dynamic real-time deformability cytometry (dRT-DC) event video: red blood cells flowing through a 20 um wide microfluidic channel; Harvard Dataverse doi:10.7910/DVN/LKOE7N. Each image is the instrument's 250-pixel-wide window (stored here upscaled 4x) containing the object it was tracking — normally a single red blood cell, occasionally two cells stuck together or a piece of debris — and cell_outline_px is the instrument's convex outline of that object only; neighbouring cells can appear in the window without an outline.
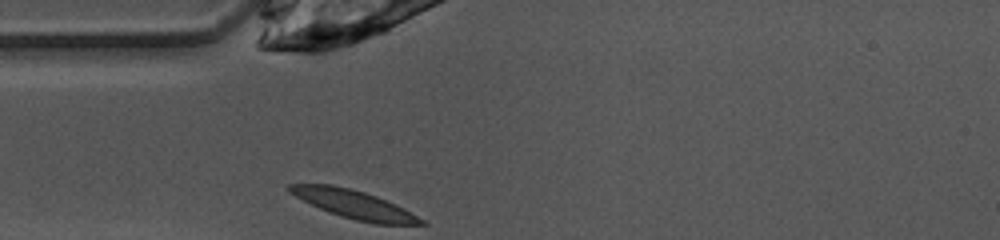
{"species": "common noctule bat (a hibernating species)", "species_latin": "Nyctalus noctula", "temperature_condition": "warm", "stored_images_in_passage": 26, "camera_frame_rate_fps": 3000, "um_per_image_px": 0.085, "animal": {"sex": "female", "body_mass_g": 10.0, "forearm_length_mm": 53.1}, "frame": {"image": 1, "passage_image": 1, "time_ms": 0.0, "image_size_px": [1000, 240], "cell_outline_px": [[428, 224], [376, 224], [356, 220], [320, 208], [288, 192], [288, 184], [332, 184], [364, 192], [376, 196], [396, 204], [404, 208], [424, 220]], "centroid_in_image_um": [30.12, 17.36], "position_along_channel_um": 54.9, "area_um2": 21.21}}
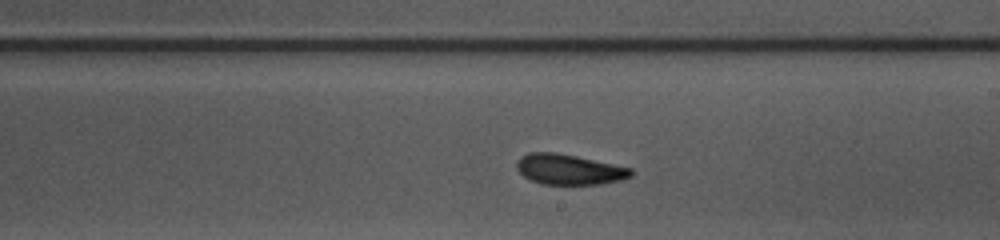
{"frame": {"image": 2, "passage_image": 15, "time_ms": 4.667, "image_size_px": [1000, 240], "cell_outline_px": [[636, 172], [632, 176], [620, 180], [600, 184], [540, 184], [524, 176], [516, 168], [516, 160], [520, 156], [528, 152], [556, 152], [576, 156], [632, 168]], "centroid_in_image_um": [48.37, 14.39], "position_along_channel_um": 240.6, "area_um2": 20.35}}
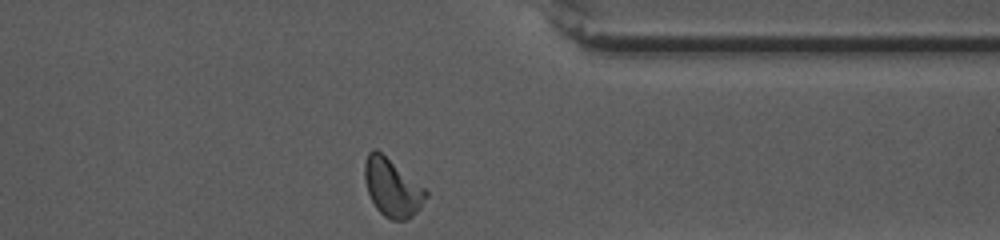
{"frame": {"image": 3, "passage_image": 26, "time_ms": 8.333, "image_size_px": [1000, 240], "cell_outline_px": [[428, 196], [420, 208], [412, 216], [404, 220], [392, 220], [384, 216], [376, 208], [368, 192], [364, 180], [364, 164], [368, 152], [372, 148], [376, 148], [424, 188], [428, 192]], "centroid_in_image_um": [33.31, 15.94], "position_along_channel_um": 378.1, "area_um2": 20.46}, "authors_computed_cell_mechanics": {"area_um2": 20.23, "velocity_mm_per_s": 4.0115, "shape_relaxation_time_tau1_ms": 2.9034, "shape_relaxation_time_tau2_ms": 2.121, "deformation_change_tau1": 0.1304, "deformation_change_tau2": 0.0947}}